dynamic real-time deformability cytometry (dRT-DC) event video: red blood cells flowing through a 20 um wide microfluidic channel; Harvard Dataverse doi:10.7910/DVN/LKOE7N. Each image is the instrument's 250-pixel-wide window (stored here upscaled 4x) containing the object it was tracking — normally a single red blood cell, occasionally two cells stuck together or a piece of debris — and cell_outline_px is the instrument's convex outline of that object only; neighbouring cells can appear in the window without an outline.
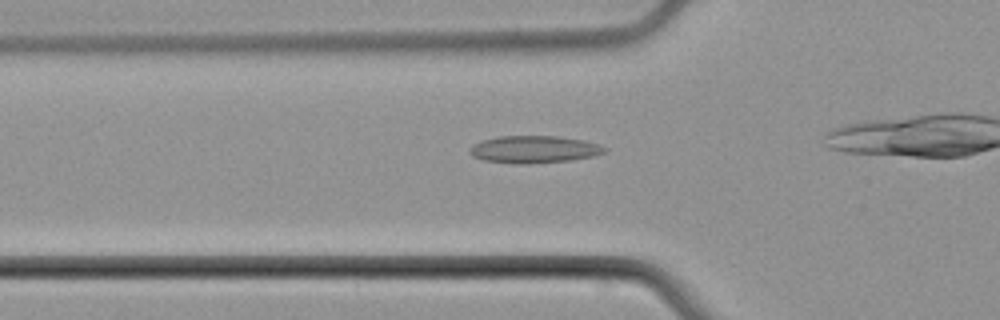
{"species": "common noctule bat (a hibernating species)", "species_latin": "Nyctalus noctula", "temperature_condition": "cold", "stored_images_in_passage": 4, "camera_frame_rate_fps": 3000, "um_per_image_px": 0.085, "animal": {"sex": "male", "body_mass_g": 21.5, "forearm_length_mm": 52.0}, "frame": {"image": 1, "passage_image": 4, "time_ms": 3.667, "image_size_px": [1000, 320], "cell_outline_px": [[608, 148], [604, 152], [592, 156], [572, 160], [528, 164], [512, 164], [484, 160], [472, 156], [468, 152], [468, 148], [472, 144], [480, 140], [496, 136], [556, 136], [584, 140]], "centroid_in_image_um": [45.31, 12.7], "position_along_channel_um": 80.5, "area_um2": 21.68}}